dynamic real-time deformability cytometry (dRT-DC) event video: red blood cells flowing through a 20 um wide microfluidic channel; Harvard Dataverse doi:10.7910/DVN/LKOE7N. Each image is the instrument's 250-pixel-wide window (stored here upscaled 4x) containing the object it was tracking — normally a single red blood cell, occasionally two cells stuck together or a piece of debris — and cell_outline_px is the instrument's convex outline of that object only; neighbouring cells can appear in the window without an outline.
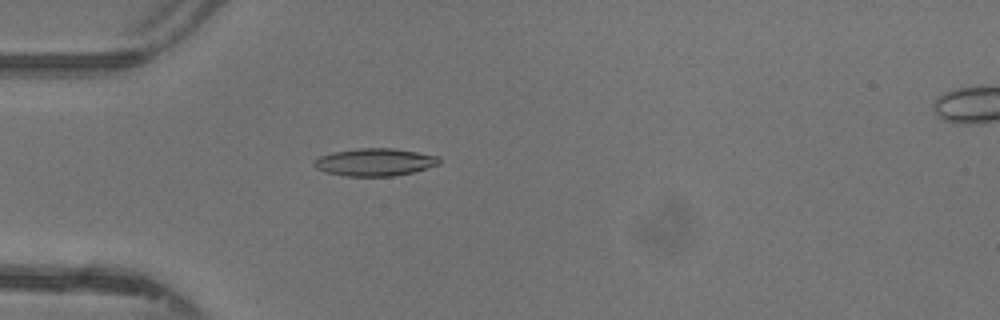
{"species": "common noctule bat (a hibernating species)", "species_latin": "Nyctalus noctula", "temperature_condition": "warm", "stored_images_in_passage": 47, "camera_frame_rate_fps": 3000, "um_per_image_px": 0.085, "animal": {"sex": "female"}, "frame": {"image": 1, "passage_image": 14, "time_ms": 4.333, "image_size_px": [1000, 320], "cell_outline_px": [[440, 164], [412, 172], [392, 176], [344, 176], [324, 172], [316, 168], [312, 164], [312, 160], [320, 156], [332, 152], [356, 148], [392, 148], [440, 156]], "centroid_in_image_um": [31.81, 13.78], "position_along_channel_um": 53.2, "area_um2": 20.23}}
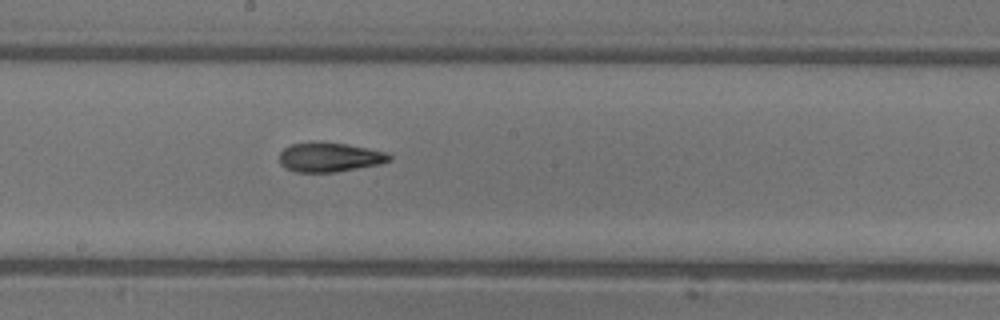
{"frame": {"image": 2, "passage_image": 26, "time_ms": 8.333, "image_size_px": [1000, 320], "cell_outline_px": [[392, 160], [380, 164], [336, 172], [296, 172], [284, 168], [280, 164], [280, 152], [284, 148], [292, 144], [312, 140], [320, 140], [348, 144], [388, 152], [392, 156]], "centroid_in_image_um": [28.01, 13.34], "position_along_channel_um": 220.2, "area_um2": 19.36}}
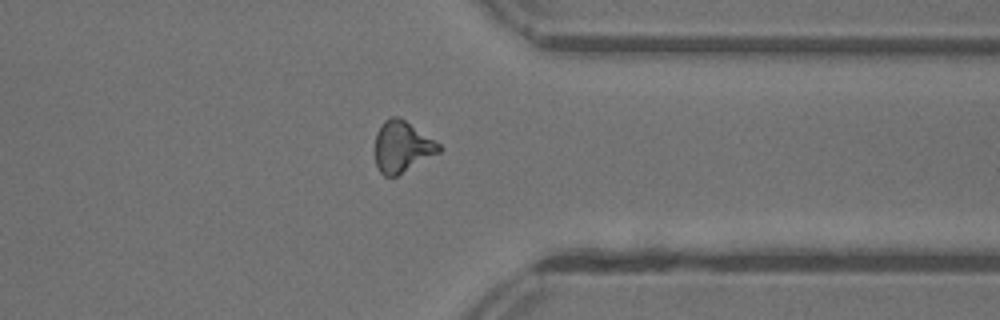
{"frame": {"image": 3, "passage_image": 37, "time_ms": 12.0, "image_size_px": [1000, 320], "cell_outline_px": [[440, 152], [396, 176], [384, 176], [380, 172], [376, 164], [376, 132], [384, 120], [392, 116], [396, 116], [404, 120], [440, 144]], "centroid_in_image_um": [34.16, 12.48], "position_along_channel_um": 377.2, "area_um2": 18.67}, "authors_computed_cell_mechanics": {"area_um2": 18.8428, "velocity_mm_per_s": 4.406, "shape_relaxation_time_tau1_ms": 7.2969, "shape_relaxation_time_tau2_ms": 1.7634, "deformation_change_tau1": 0.2266, "deformation_change_tau2": 0.0942}}